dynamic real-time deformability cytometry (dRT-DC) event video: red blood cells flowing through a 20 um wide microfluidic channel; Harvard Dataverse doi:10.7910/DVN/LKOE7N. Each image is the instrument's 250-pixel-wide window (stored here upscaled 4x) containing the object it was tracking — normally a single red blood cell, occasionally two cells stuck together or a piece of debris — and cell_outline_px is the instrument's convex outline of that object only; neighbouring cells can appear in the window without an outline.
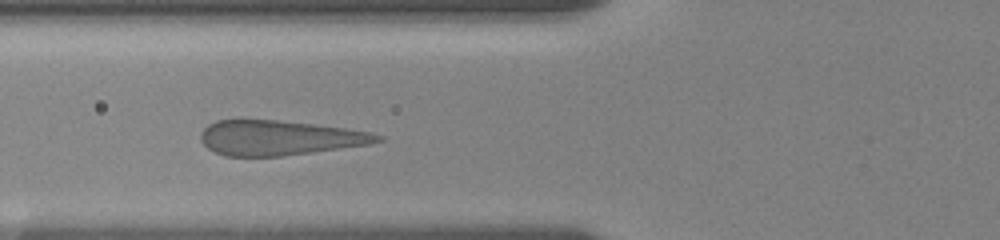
{"species": "human", "species_latin": "Homo sapiens", "temperature_condition": "room temperature", "stored_images_in_passage": 21, "camera_frame_rate_fps": 3000, "um_per_image_px": 0.085, "donor": {"sex": "female"}, "frame": {"image": 1, "passage_image": 20, "time_ms": 4.667, "image_size_px": [1000, 240], "cell_outline_px": [[384, 140], [368, 144], [312, 152], [280, 156], [224, 156], [208, 148], [200, 140], [200, 132], [208, 124], [216, 120], [240, 116], [312, 124], [344, 128], [372, 132], [384, 136]], "centroid_in_image_um": [23.65, 11.67], "position_along_channel_um": 102.1, "area_um2": 36.53}}